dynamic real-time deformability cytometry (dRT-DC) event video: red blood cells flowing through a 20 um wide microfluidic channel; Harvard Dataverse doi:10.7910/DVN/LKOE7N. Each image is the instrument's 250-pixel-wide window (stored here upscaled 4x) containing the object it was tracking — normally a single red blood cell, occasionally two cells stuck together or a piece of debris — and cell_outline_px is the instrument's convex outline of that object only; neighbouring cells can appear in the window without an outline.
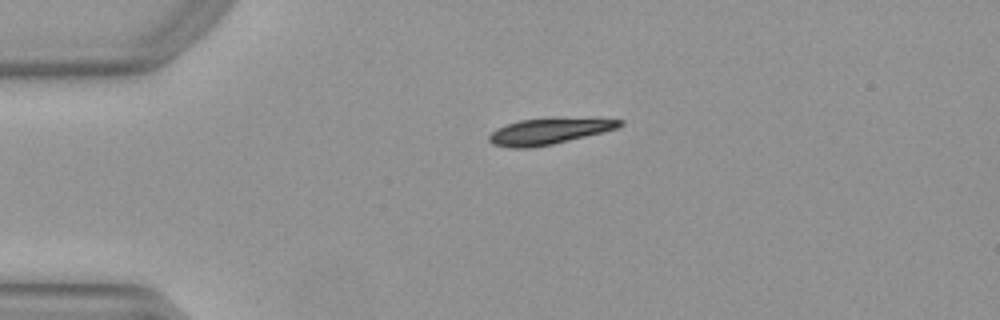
{"species": "Egyptian fruit bat (a non-hibernating species)", "species_latin": "Rousettus aegyptiacus", "temperature_condition": "warm", "stored_images_in_passage": 41, "camera_frame_rate_fps": 3000, "um_per_image_px": 0.085, "animal": {"sex": "female"}, "frame": {"image": 1, "passage_image": 1, "time_ms": 0.0, "image_size_px": [1000, 320], "cell_outline_px": [[624, 124], [616, 128], [604, 132], [552, 144], [532, 148], [508, 148], [492, 144], [488, 140], [488, 136], [496, 128], [520, 120], [552, 116], [624, 120]], "centroid_in_image_um": [46.65, 11.13], "position_along_channel_um": 38.3, "area_um2": 20.35}}
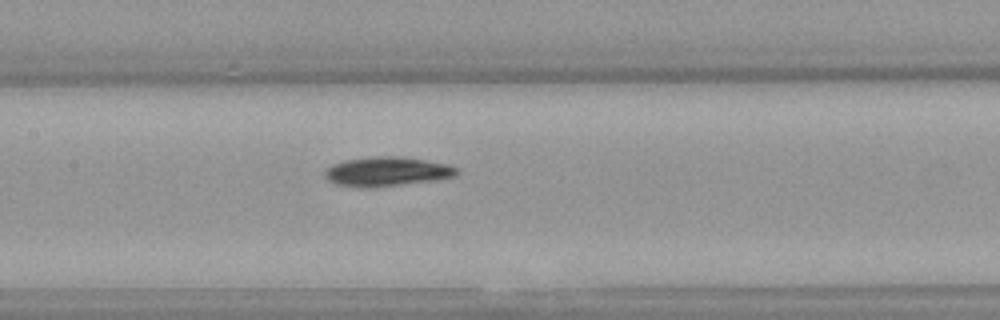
{"frame": {"image": 2, "passage_image": 14, "time_ms": 4.333, "image_size_px": [1000, 320], "cell_outline_px": [[460, 172], [456, 176], [436, 180], [376, 188], [360, 188], [336, 184], [328, 180], [324, 176], [324, 172], [332, 164], [344, 160], [376, 156], [400, 156], [448, 164], [460, 168]], "centroid_in_image_um": [32.91, 14.59], "position_along_channel_um": 174.5, "area_um2": 22.95}}
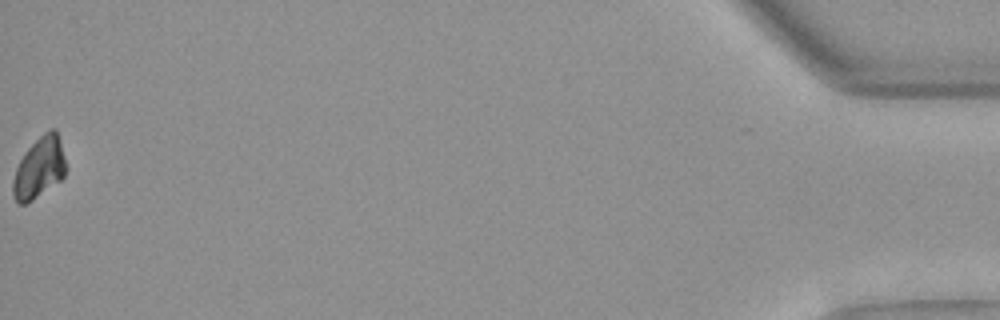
{"frame": {"image": 3, "passage_image": 41, "time_ms": 13.333, "image_size_px": [1000, 320], "cell_outline_px": [[68, 168], [64, 176], [60, 180], [28, 204], [16, 204], [12, 196], [12, 180], [16, 168], [24, 152], [48, 128], [56, 128], [60, 140]], "centroid_in_image_um": [3.33, 14.28], "position_along_channel_um": 431.9, "area_um2": 19.25}, "authors_computed_cell_mechanics": {"area_um2": 20.7502, "velocity_mm_per_s": 3.9613, "shape_relaxation_time_tau1_ms": 4.7297, "shape_relaxation_time_tau2_ms": null, "deformation_change_tau1": 0.1288, "deformation_change_tau2": null}}